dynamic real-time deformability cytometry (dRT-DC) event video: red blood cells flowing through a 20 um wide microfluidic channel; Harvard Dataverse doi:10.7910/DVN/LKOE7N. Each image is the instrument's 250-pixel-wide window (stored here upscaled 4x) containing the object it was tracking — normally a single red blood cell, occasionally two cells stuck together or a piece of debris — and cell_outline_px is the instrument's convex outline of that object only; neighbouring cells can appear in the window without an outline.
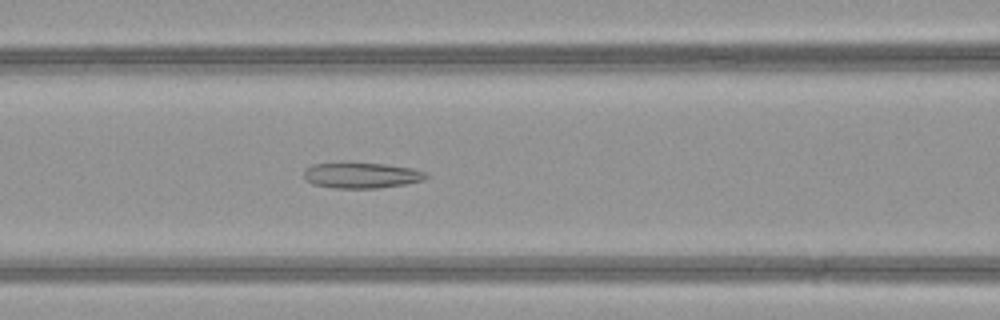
{"species": "common noctule bat (a hibernating species)", "species_latin": "Nyctalus noctula", "temperature_condition": "warm", "stored_images_in_passage": 50, "camera_frame_rate_fps": 3000, "um_per_image_px": 0.085, "animal": {"sex": "female", "body_mass_g": 21.9}, "frame": {"image": 1, "passage_image": 23, "time_ms": 7.333, "image_size_px": [1000, 320], "cell_outline_px": [[428, 176], [424, 180], [404, 184], [376, 188], [336, 188], [312, 184], [304, 176], [304, 172], [312, 164], [384, 164], [412, 168], [428, 172]], "centroid_in_image_um": [30.79, 14.92], "position_along_channel_um": 135.8, "area_um2": 17.8}}
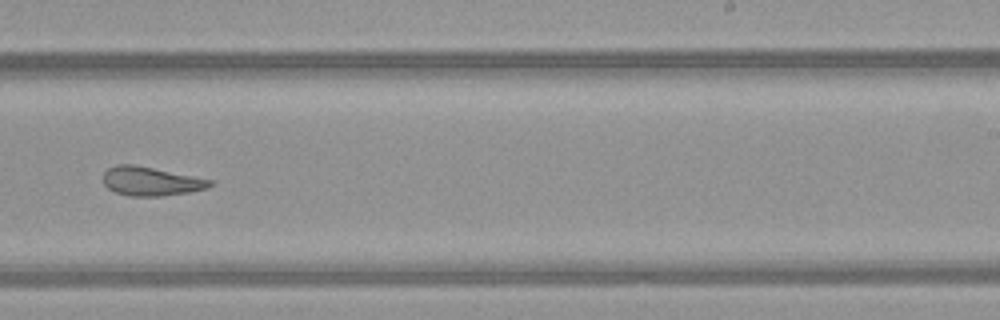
{"frame": {"image": 2, "passage_image": 33, "time_ms": 10.667, "image_size_px": [1000, 320], "cell_outline_px": [[212, 184], [208, 188], [188, 192], [160, 196], [128, 196], [116, 192], [108, 188], [104, 184], [104, 172], [108, 168], [116, 164], [132, 164], [212, 180]], "centroid_in_image_um": [12.79, 15.41], "position_along_channel_um": 276.2, "area_um2": 17.69}}
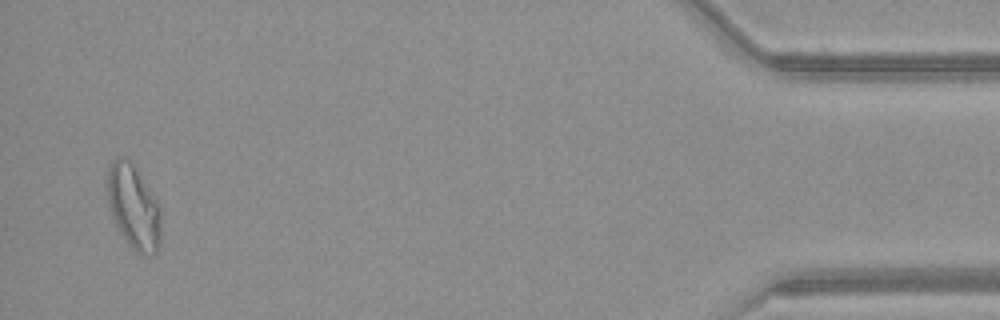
{"frame": {"image": 3, "passage_image": 49, "time_ms": 16.0, "image_size_px": [1000, 320], "cell_outline_px": [[160, 248], [156, 252], [144, 256], [140, 256], [124, 240], [112, 216], [108, 204], [104, 188], [108, 168], [112, 160], [116, 156], [124, 156], [136, 168], [160, 204]], "centroid_in_image_um": [11.32, 17.58], "position_along_channel_um": 423.9, "area_um2": 27.05}, "authors_computed_cell_mechanics": {"area_um2": 22.0218, "velocity_mm_per_s": 4.2199, "shape_relaxation_time_tau1_ms": null, "shape_relaxation_time_tau2_ms": 3.5001, "deformation_change_tau1": null, "deformation_change_tau2": 0.1385}}